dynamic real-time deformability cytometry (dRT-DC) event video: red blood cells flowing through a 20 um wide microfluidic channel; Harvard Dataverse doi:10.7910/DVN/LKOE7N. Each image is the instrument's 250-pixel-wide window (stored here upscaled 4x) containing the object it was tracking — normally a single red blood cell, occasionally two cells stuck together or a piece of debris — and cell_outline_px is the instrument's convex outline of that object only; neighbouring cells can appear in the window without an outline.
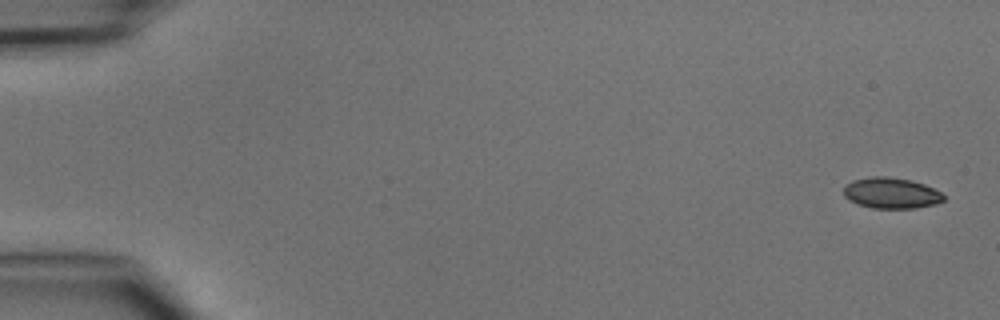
{"species": "common noctule bat (a hibernating species)", "species_latin": "Nyctalus noctula", "temperature_condition": "cold", "stored_images_in_passage": 4, "camera_frame_rate_fps": 3000, "um_per_image_px": 0.085, "animal": {"sex": "male", "body_mass_g": 15.6}, "frame": {"image": 1, "passage_image": 1, "time_ms": 0.0, "image_size_px": [1000, 320], "cell_outline_px": [[944, 200], [936, 204], [916, 208], [872, 208], [856, 204], [848, 200], [844, 196], [844, 188], [852, 180], [872, 176], [888, 176], [908, 180], [924, 184], [940, 192], [944, 196]], "centroid_in_image_um": [75.73, 16.42], "position_along_channel_um": 9.3, "area_um2": 17.98}}
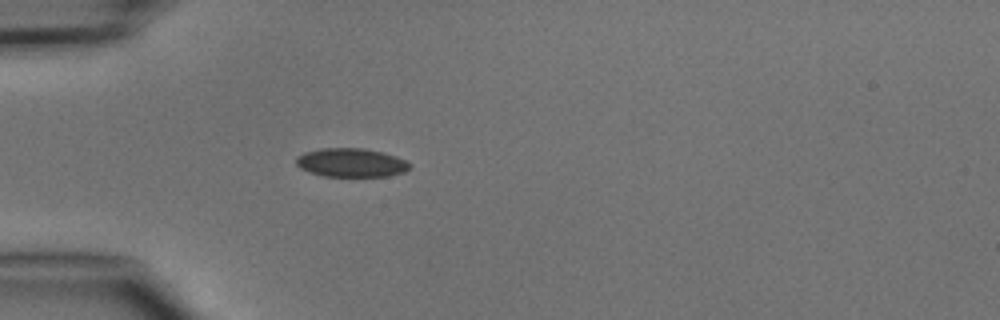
{"frame": {"image": 2, "passage_image": 4, "time_ms": 4.333, "image_size_px": [1000, 320], "cell_outline_px": [[412, 164], [404, 172], [388, 176], [324, 176], [308, 172], [300, 168], [296, 164], [296, 156], [304, 152], [320, 148], [364, 148], [396, 156]], "centroid_in_image_um": [29.81, 13.82], "position_along_channel_um": 55.2, "area_um2": 19.02}}